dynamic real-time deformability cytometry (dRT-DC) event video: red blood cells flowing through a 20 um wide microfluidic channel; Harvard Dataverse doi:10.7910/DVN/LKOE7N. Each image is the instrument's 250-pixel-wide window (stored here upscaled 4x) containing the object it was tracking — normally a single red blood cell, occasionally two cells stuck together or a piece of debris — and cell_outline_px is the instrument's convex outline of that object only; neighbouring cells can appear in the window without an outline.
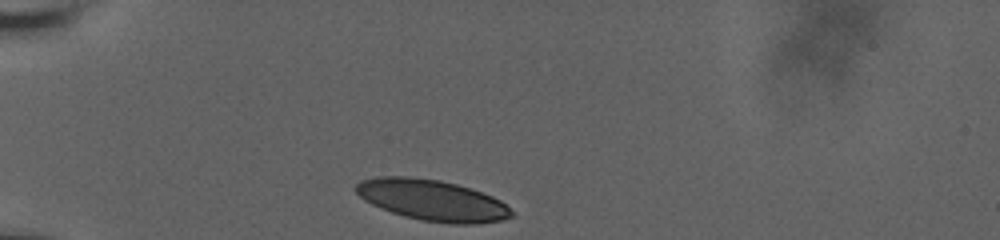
{"species": "human", "species_latin": "Homo sapiens", "temperature_condition": "room temperature", "stored_images_in_passage": 33, "camera_frame_rate_fps": 3000, "um_per_image_px": 0.085, "donor": {"sex": "male"}, "frame": {"image": 1, "passage_image": 1, "time_ms": 0.0, "image_size_px": [1000, 240], "cell_outline_px": [[516, 216], [500, 220], [476, 224], [448, 224], [420, 220], [404, 216], [380, 208], [364, 200], [352, 188], [360, 180], [376, 176], [408, 176], [440, 180], [472, 188], [492, 196], [500, 200]], "centroid_in_image_um": [36.71, 17.01], "position_along_channel_um": 48.3, "area_um2": 37.45}}
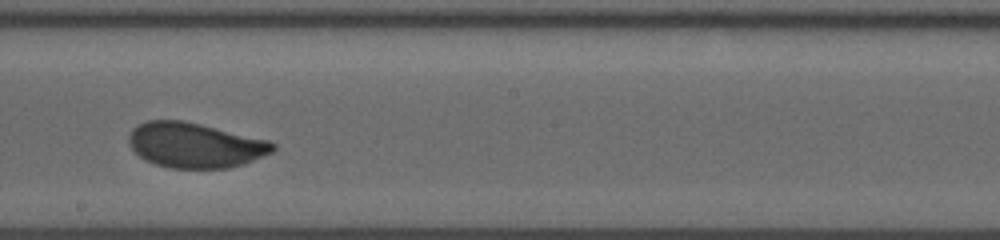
{"frame": {"image": 2, "passage_image": 19, "time_ms": 6.0, "image_size_px": [1000, 240], "cell_outline_px": [[276, 148], [272, 152], [244, 164], [228, 168], [168, 168], [144, 160], [128, 144], [128, 136], [132, 128], [148, 120], [184, 120], [268, 140], [276, 144]], "centroid_in_image_um": [16.56, 12.34], "position_along_channel_um": 231.6, "area_um2": 37.86}}
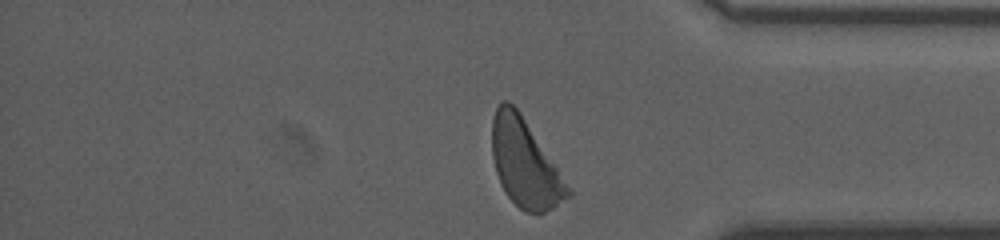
{"frame": {"image": 3, "passage_image": 33, "time_ms": 10.667, "image_size_px": [1000, 240], "cell_outline_px": [[572, 192], [568, 196], [552, 208], [544, 212], [528, 212], [520, 208], [504, 192], [500, 184], [496, 172], [492, 156], [492, 120], [496, 108], [500, 100], [508, 100], [520, 112]], "centroid_in_image_um": [44.56, 13.85], "position_along_channel_um": 390.6, "area_um2": 37.8}, "authors_computed_cell_mechanics": {"area_um2": 37.859, "velocity_mm_per_s": 3.6241, "shape_relaxation_time_tau1_ms": 3.9832, "shape_relaxation_time_tau2_ms": null, "deformation_change_tau1": 0.1647, "deformation_change_tau2": null}}